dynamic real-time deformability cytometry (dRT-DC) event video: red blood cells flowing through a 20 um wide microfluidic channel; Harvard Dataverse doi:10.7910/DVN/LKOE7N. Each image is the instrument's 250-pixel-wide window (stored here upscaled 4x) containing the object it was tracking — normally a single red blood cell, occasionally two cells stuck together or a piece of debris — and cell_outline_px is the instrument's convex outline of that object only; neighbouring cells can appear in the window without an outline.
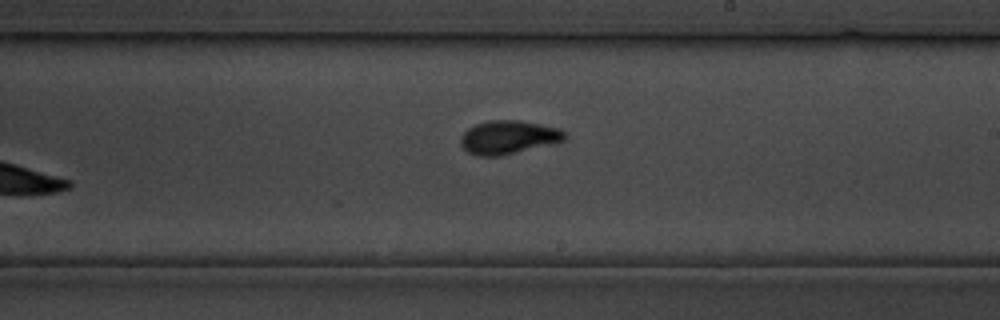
{"species": "common noctule bat (a hibernating species)", "species_latin": "Nyctalus noctula", "temperature_condition": "cold", "stored_images_in_passage": 16, "camera_frame_rate_fps": 3000, "um_per_image_px": 0.085, "animal": {"sex": "male", "body_mass_g": 19.5, "forearm_length_mm": 54.6}, "frame": {"image": 1, "passage_image": 16, "time_ms": 19.0, "image_size_px": [1000, 320], "cell_outline_px": [[564, 140], [500, 156], [476, 156], [468, 152], [460, 144], [460, 136], [468, 128], [476, 124], [492, 120], [520, 120], [560, 128], [564, 132]], "centroid_in_image_um": [43.16, 11.66], "position_along_channel_um": 245.8, "area_um2": 20.06}}